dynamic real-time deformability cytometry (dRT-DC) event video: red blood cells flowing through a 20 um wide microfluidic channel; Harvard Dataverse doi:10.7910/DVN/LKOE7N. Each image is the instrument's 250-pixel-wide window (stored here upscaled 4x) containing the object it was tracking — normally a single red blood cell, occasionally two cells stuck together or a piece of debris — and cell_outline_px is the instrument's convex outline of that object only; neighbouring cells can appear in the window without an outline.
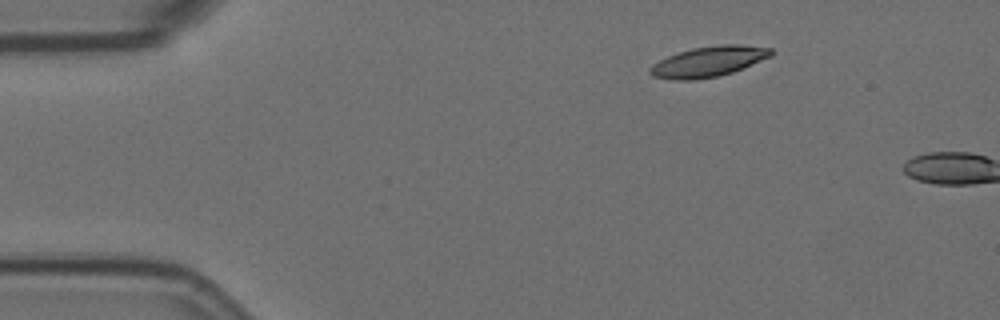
{"species": "Egyptian fruit bat (a non-hibernating species)", "species_latin": "Rousettus aegyptiacus", "temperature_condition": "room temperature", "stored_images_in_passage": 2, "camera_frame_rate_fps": 3000, "um_per_image_px": 0.085, "animal": {"sex": "female"}, "frame": {"image": 1, "passage_image": 1, "time_ms": 0.0, "image_size_px": [1000, 320], "cell_outline_px": [[776, 52], [772, 56], [732, 72], [716, 76], [696, 80], [676, 80], [652, 76], [648, 72], [648, 68], [652, 64], [668, 56], [692, 48], [720, 44], [740, 44], [772, 48]], "centroid_in_image_um": [60.24, 5.22], "position_along_channel_um": 24.8, "area_um2": 21.5}}